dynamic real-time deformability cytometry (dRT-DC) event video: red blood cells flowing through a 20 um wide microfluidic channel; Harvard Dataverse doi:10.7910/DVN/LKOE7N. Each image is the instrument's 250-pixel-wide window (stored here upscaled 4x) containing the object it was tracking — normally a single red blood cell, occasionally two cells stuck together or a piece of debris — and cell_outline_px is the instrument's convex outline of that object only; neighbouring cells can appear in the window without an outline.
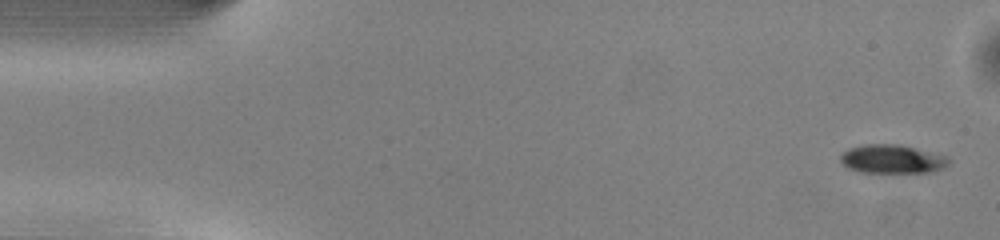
{"species": "common noctule bat (a hibernating species)", "species_latin": "Nyctalus noctula", "temperature_condition": "warm", "stored_images_in_passage": 50, "camera_frame_rate_fps": 3000, "um_per_image_px": 0.085, "animal": {"sex": "male", "body_mass_g": 13.0, "forearm_length_mm": 53.1}, "frame": {"image": 1, "passage_image": 1, "time_ms": 0.0, "image_size_px": [1000, 240], "cell_outline_px": [[952, 160], [944, 168], [932, 172], [860, 172], [848, 168], [840, 160], [840, 156], [848, 148], [864, 144], [900, 144], [948, 156]], "centroid_in_image_um": [75.87, 13.51], "position_along_channel_um": 9.1, "area_um2": 18.21}}
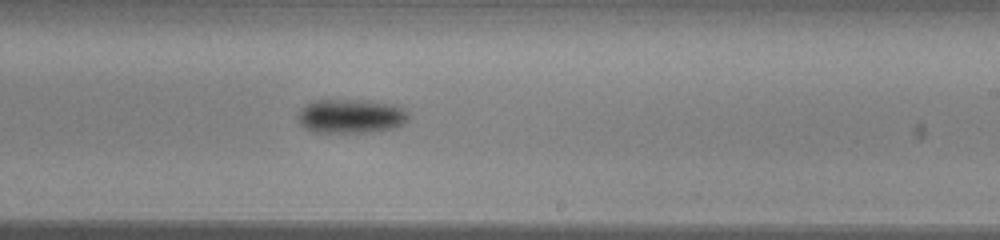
{"frame": {"image": 2, "passage_image": 29, "time_ms": 9.333, "image_size_px": [1000, 240], "cell_outline_px": [[408, 120], [404, 124], [396, 128], [372, 132], [312, 132], [304, 128], [300, 124], [296, 116], [300, 108], [304, 104], [312, 100], [372, 100], [400, 104], [408, 112]], "centroid_in_image_um": [29.85, 9.85], "position_along_channel_um": 259.2, "area_um2": 22.77}}
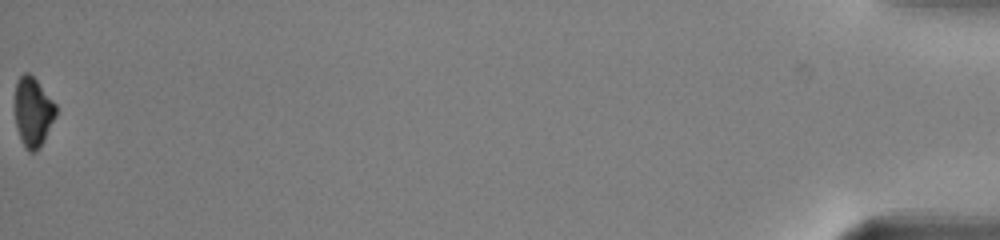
{"frame": {"image": 3, "passage_image": 50, "time_ms": 16.333, "image_size_px": [1000, 240], "cell_outline_px": [[56, 116], [44, 140], [36, 152], [28, 152], [20, 136], [16, 124], [16, 80], [24, 72], [28, 72], [36, 80], [56, 104]], "centroid_in_image_um": [2.82, 9.51], "position_along_channel_um": 432.4, "area_um2": 16.24}, "authors_computed_cell_mechanics": {"area_um2": 20.23, "velocity_mm_per_s": 4.0468, "shape_relaxation_time_tau1_ms": 2.3452, "shape_relaxation_time_tau2_ms": null, "deformation_change_tau1": 0.0967, "deformation_change_tau2": null}}